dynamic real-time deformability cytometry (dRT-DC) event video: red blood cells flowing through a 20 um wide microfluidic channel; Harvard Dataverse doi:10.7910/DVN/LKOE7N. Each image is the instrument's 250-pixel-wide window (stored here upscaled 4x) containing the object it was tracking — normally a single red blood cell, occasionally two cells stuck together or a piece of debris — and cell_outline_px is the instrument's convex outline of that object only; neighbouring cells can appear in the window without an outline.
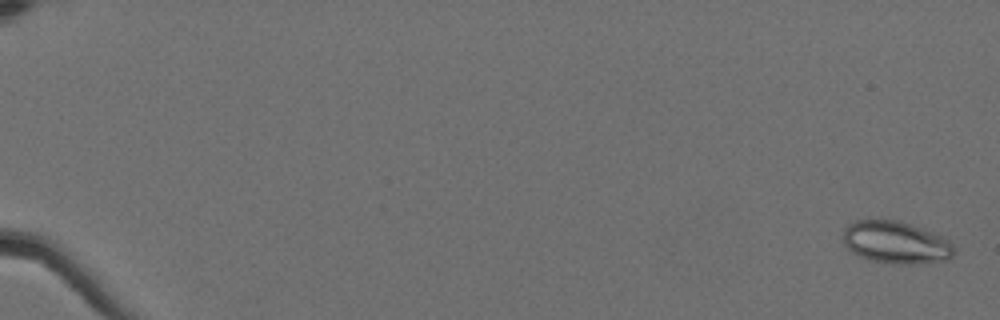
{"species": "Egyptian fruit bat (a non-hibernating species)", "species_latin": "Rousettus aegyptiacus", "temperature_condition": "cold", "stored_images_in_passage": 9, "camera_frame_rate_fps": 3000, "um_per_image_px": 0.085, "animal": {"sex": "female"}, "frame": {"image": 1, "passage_image": 2, "time_ms": 0.333, "image_size_px": [1000, 320], "cell_outline_px": [[952, 256], [948, 260], [924, 264], [892, 264], [872, 260], [860, 256], [852, 252], [844, 244], [844, 228], [848, 224], [856, 220], [900, 220], [932, 232], [948, 240], [952, 244]], "centroid_in_image_um": [76.14, 20.61], "position_along_channel_um": 8.9, "area_um2": 27.34}}